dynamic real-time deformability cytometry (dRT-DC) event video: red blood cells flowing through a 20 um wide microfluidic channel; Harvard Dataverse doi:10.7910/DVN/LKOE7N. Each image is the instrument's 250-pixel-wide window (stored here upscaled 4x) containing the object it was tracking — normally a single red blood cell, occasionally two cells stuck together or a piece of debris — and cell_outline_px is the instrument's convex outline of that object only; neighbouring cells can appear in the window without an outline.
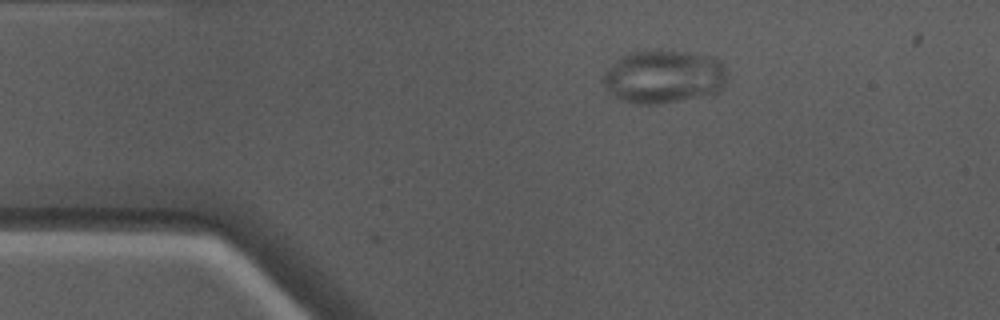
{"species": "Egyptian fruit bat (a non-hibernating species)", "species_latin": "Rousettus aegyptiacus", "temperature_condition": "warm", "stored_images_in_passage": 2, "camera_frame_rate_fps": 3000, "um_per_image_px": 0.085, "animal": {"sex": "male"}, "frame": {"image": 1, "passage_image": 2, "time_ms": 0.333, "image_size_px": [1000, 320], "cell_outline_px": [[728, 84], [720, 92], [712, 96], [660, 104], [632, 104], [620, 100], [608, 92], [604, 88], [600, 80], [604, 72], [616, 60], [628, 52], [684, 52], [712, 56], [720, 60], [728, 72]], "centroid_in_image_um": [56.47, 6.57], "position_along_channel_um": 28.5, "area_um2": 39.42}}